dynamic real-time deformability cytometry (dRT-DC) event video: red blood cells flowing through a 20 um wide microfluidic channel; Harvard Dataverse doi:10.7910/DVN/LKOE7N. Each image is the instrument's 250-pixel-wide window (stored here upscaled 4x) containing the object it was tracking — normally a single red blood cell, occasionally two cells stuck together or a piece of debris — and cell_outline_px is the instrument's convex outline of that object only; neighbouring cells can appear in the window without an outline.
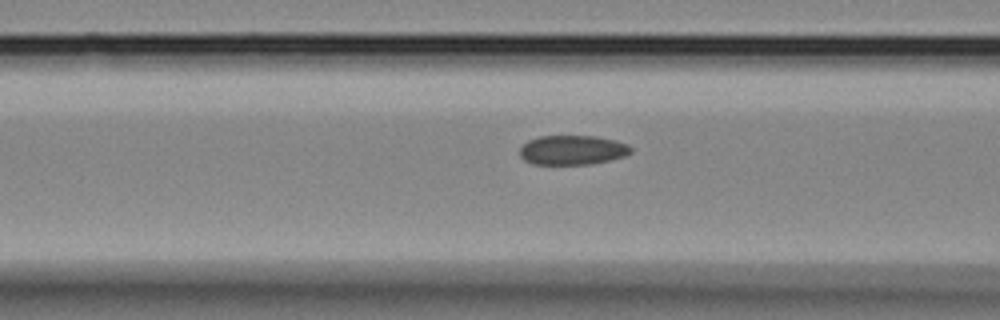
{"species": "Egyptian fruit bat (a non-hibernating species)", "species_latin": "Rousettus aegyptiacus", "temperature_condition": "room temperature", "stored_images_in_passage": 12, "camera_frame_rate_fps": 3000, "um_per_image_px": 0.085, "animal": {"sex": "female"}, "frame": {"image": 1, "passage_image": 10, "time_ms": 3.0, "image_size_px": [1000, 320], "cell_outline_px": [[632, 152], [624, 156], [592, 164], [532, 164], [524, 160], [520, 156], [520, 148], [528, 140], [540, 136], [596, 136], [616, 140], [628, 144], [632, 148]], "centroid_in_image_um": [48.66, 12.75], "position_along_channel_um": 117.9, "area_um2": 19.13}}